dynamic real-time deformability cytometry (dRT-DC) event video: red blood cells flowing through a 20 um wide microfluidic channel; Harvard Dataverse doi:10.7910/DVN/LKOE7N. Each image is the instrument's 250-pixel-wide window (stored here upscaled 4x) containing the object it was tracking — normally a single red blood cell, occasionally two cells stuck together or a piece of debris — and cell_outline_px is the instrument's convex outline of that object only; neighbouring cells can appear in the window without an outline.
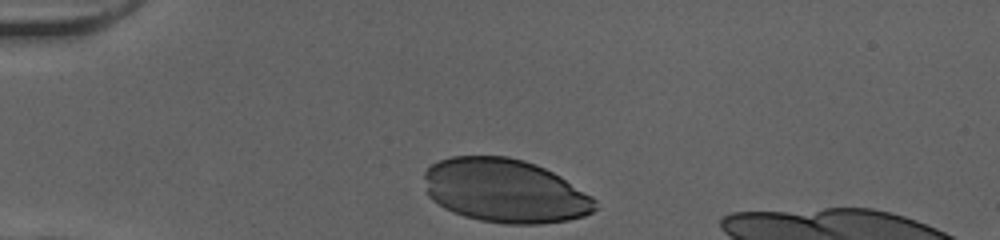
{"species": "human", "species_latin": "Homo sapiens", "temperature_condition": "cold", "stored_images_in_passage": 30, "camera_frame_rate_fps": 3000, "um_per_image_px": 0.085, "donor": {"sex": "female"}, "frame": {"image": 1, "passage_image": 1, "time_ms": 0.0, "image_size_px": [1000, 240], "cell_outline_px": [[596, 208], [592, 212], [584, 216], [568, 220], [540, 224], [504, 224], [480, 220], [464, 216], [452, 212], [444, 208], [432, 200], [428, 196], [424, 176], [424, 172], [432, 164], [440, 160], [452, 156], [508, 156], [524, 160], [536, 164], [560, 176], [592, 196], [596, 200]], "centroid_in_image_um": [42.92, 16.22], "position_along_channel_um": 42.1, "area_um2": 63.58}}